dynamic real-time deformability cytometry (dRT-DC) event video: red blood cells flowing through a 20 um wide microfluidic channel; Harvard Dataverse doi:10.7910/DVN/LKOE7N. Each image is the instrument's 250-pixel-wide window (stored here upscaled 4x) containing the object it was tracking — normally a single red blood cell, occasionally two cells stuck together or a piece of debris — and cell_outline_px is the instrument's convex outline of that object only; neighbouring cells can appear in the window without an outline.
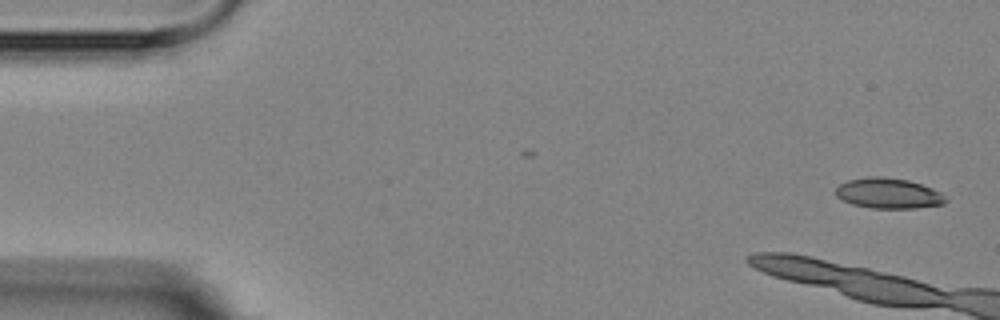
{"species": "Egyptian fruit bat (a non-hibernating species)", "species_latin": "Rousettus aegyptiacus", "temperature_condition": "room temperature", "stored_images_in_passage": 4, "camera_frame_rate_fps": 3000, "um_per_image_px": 0.085, "animal": {"sex": "female"}, "frame": {"image": 1, "passage_image": 1, "time_ms": 0.0, "image_size_px": [1000, 320], "cell_outline_px": [[948, 200], [944, 204], [916, 208], [872, 208], [852, 204], [836, 196], [836, 188], [840, 184], [848, 180], [868, 176], [880, 176], [908, 180], [932, 188], [940, 192]], "centroid_in_image_um": [75.52, 16.43], "position_along_channel_um": 9.5, "area_um2": 19.42}}